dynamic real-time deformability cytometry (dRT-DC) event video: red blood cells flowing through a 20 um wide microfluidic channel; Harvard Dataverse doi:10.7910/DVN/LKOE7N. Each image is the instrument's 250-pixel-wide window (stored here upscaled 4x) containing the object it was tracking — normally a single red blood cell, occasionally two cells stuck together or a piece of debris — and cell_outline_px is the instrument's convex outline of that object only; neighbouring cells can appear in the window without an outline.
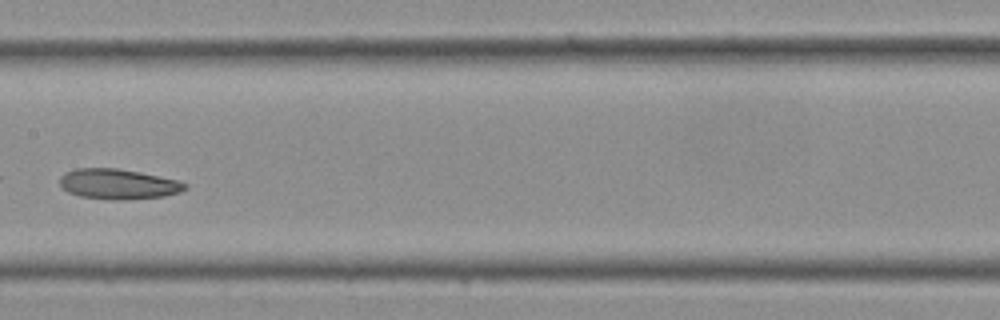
{"species": "Egyptian fruit bat (a non-hibernating species)", "species_latin": "Rousettus aegyptiacus", "temperature_condition": "cold", "stored_images_in_passage": 32, "camera_frame_rate_fps": 3000, "um_per_image_px": 0.085, "frame": {"image": 1, "passage_image": 14, "time_ms": 4.333, "image_size_px": [1000, 320], "cell_outline_px": [[188, 188], [180, 192], [164, 196], [124, 200], [112, 200], [80, 196], [68, 192], [60, 184], [60, 176], [64, 172], [76, 168], [116, 168], [140, 172], [180, 180], [188, 184]], "centroid_in_image_um": [10.07, 15.64], "position_along_channel_um": 197.3, "area_um2": 22.25}}
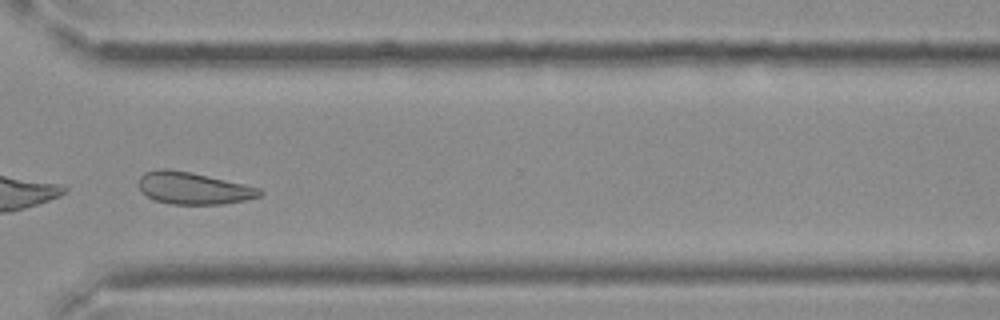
{"frame": {"image": 2, "passage_image": 23, "time_ms": 7.333, "image_size_px": [1000, 320], "cell_outline_px": [[264, 192], [260, 196], [244, 200], [224, 204], [172, 204], [156, 200], [140, 192], [136, 184], [140, 176], [144, 172], [156, 168], [164, 168], [192, 172], [244, 184], [260, 188]], "centroid_in_image_um": [16.38, 15.98], "position_along_channel_um": 354.2, "area_um2": 22.83}}